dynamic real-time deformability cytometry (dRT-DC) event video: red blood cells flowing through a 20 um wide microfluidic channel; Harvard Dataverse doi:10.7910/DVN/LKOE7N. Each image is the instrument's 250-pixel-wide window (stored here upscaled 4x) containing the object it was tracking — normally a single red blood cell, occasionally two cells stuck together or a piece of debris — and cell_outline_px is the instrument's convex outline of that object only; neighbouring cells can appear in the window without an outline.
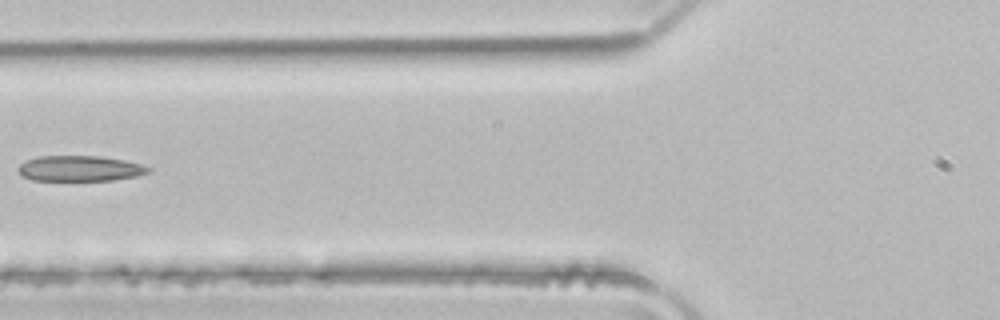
{"species": "common noctule bat (a hibernating species)", "species_latin": "Nyctalus noctula", "temperature_condition": "room temperature", "stored_images_in_passage": 4, "camera_frame_rate_fps": 3000, "um_per_image_px": 0.085, "animal": {"sex": "male", "body_mass_g": 21.5, "forearm_length_mm": 52.0}, "frame": {"image": 1, "passage_image": 3, "time_ms": 0.667, "image_size_px": [1000, 320], "cell_outline_px": [[152, 168], [148, 172], [136, 176], [112, 180], [32, 180], [20, 176], [16, 168], [20, 164], [28, 160], [40, 156], [100, 156], [124, 160], [140, 164]], "centroid_in_image_um": [6.75, 14.32], "position_along_channel_um": 119.1, "area_um2": 19.31}}